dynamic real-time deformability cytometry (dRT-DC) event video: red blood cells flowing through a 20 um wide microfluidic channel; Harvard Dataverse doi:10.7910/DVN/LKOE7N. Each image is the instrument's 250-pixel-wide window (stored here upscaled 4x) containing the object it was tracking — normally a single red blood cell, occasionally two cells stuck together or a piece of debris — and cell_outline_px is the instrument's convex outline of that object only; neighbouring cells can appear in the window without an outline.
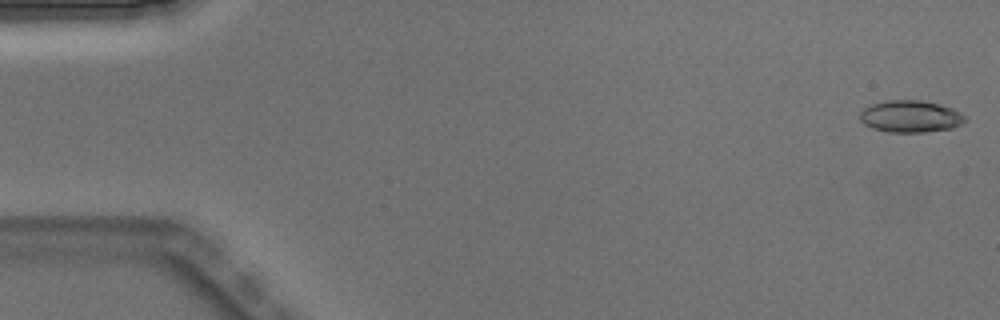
{"species": "Egyptian fruit bat (a non-hibernating species)", "species_latin": "Rousettus aegyptiacus", "temperature_condition": "warm", "stored_images_in_passage": 7, "camera_frame_rate_fps": 3000, "um_per_image_px": 0.085, "animal": {"sex": "male"}, "frame": {"image": 1, "passage_image": 1, "time_ms": 0.0, "image_size_px": [1000, 320], "cell_outline_px": [[968, 120], [952, 128], [924, 132], [888, 132], [872, 128], [864, 124], [860, 120], [860, 112], [864, 108], [872, 104], [888, 100], [924, 100], [940, 104], [952, 108], [960, 112]], "centroid_in_image_um": [77.39, 9.89], "position_along_channel_um": 7.6, "area_um2": 19.65}}
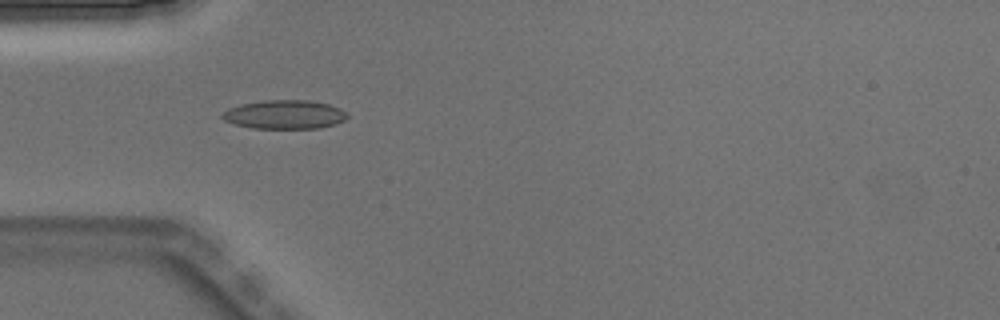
{"frame": {"image": 2, "passage_image": 5, "time_ms": 1.333, "image_size_px": [1000, 320], "cell_outline_px": [[348, 116], [344, 120], [336, 124], [320, 128], [252, 128], [236, 124], [224, 120], [220, 116], [228, 108], [240, 104], [264, 100], [308, 100], [328, 104], [340, 108]], "centroid_in_image_um": [24.18, 9.73], "position_along_channel_um": 60.8, "area_um2": 20.92}}